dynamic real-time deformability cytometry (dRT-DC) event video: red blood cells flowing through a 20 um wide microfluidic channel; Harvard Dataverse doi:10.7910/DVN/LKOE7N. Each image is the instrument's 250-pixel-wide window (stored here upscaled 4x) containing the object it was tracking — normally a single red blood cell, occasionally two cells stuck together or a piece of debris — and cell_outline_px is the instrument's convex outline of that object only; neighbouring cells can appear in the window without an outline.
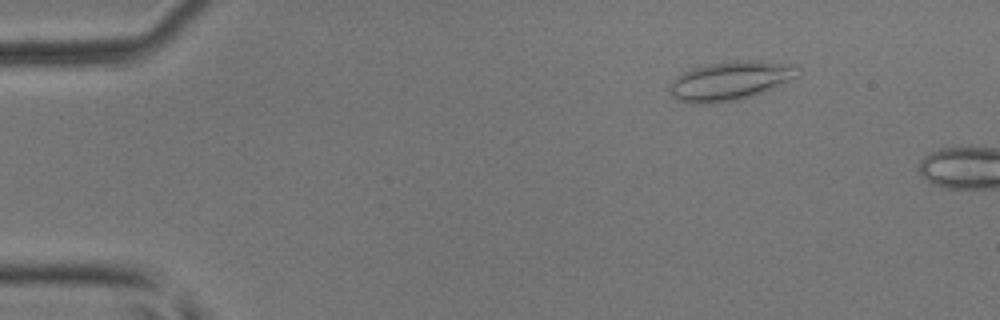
{"species": "common noctule bat (a hibernating species)", "species_latin": "Nyctalus noctula", "temperature_condition": "room temperature", "stored_images_in_passage": 10, "camera_frame_rate_fps": 3000, "um_per_image_px": 0.085, "animal": {"sex": "male", "body_mass_g": 17.9, "forearm_length_mm": 54.2}, "frame": {"image": 1, "passage_image": 7, "time_ms": 2.0, "image_size_px": [1000, 320], "cell_outline_px": [[800, 76], [764, 92], [752, 96], [736, 100], [704, 104], [692, 104], [680, 100], [672, 96], [668, 88], [668, 84], [676, 76], [692, 68], [708, 64], [732, 60], [760, 60], [796, 64], [800, 68]], "centroid_in_image_um": [62.1, 6.85], "position_along_channel_um": 22.9, "area_um2": 29.59}}